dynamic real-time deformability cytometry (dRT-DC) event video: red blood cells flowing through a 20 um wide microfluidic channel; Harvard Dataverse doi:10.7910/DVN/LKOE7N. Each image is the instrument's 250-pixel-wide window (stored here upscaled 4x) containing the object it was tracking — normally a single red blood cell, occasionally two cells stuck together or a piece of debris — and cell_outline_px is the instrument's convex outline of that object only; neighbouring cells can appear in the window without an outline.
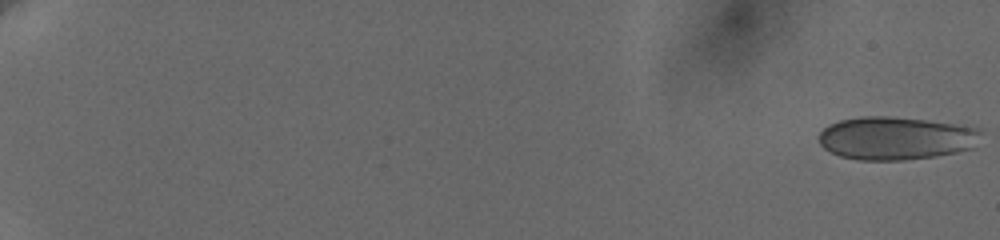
{"species": "human", "species_latin": "Homo sapiens", "temperature_condition": "cold", "stored_images_in_passage": 47, "camera_frame_rate_fps": 3000, "um_per_image_px": 0.085, "donor": {"sex": "female"}, "frame": {"image": 1, "passage_image": 1, "time_ms": 0.0, "image_size_px": [1000, 240], "cell_outline_px": [[980, 132], [976, 148], [936, 156], [904, 160], [856, 160], [840, 156], [824, 148], [820, 144], [820, 132], [828, 124], [840, 120], [860, 116], [888, 116], [924, 120], [952, 124], [976, 128]], "centroid_in_image_um": [76.12, 11.75], "position_along_channel_um": 8.9, "area_um2": 40.58}}
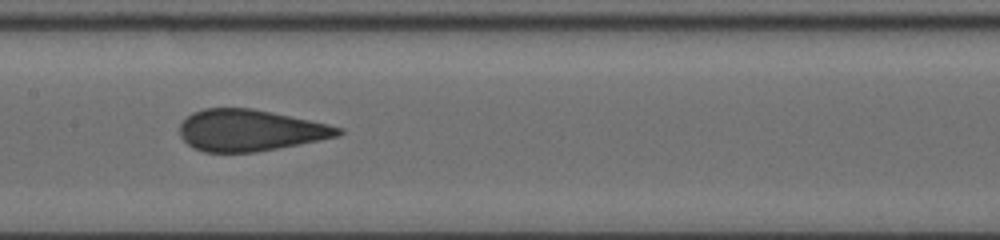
{"frame": {"image": 2, "passage_image": 27, "time_ms": 11.0, "image_size_px": [1000, 240], "cell_outline_px": [[344, 132], [340, 136], [320, 140], [256, 152], [204, 152], [192, 148], [180, 136], [180, 124], [192, 112], [204, 108], [252, 108], [328, 124], [344, 128]], "centroid_in_image_um": [21.25, 11.08], "position_along_channel_um": 186.1, "area_um2": 38.26}}
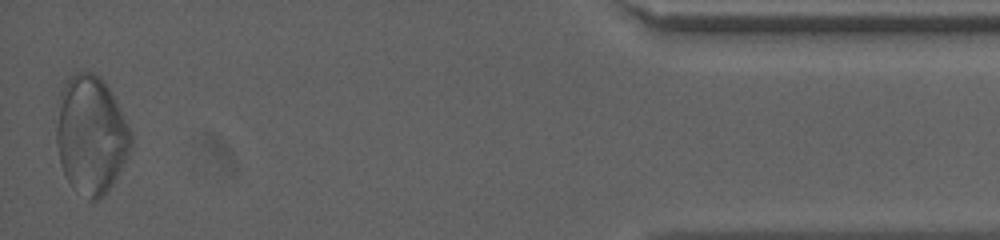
{"frame": {"image": 3, "passage_image": 47, "time_ms": 19.333, "image_size_px": [1000, 240], "cell_outline_px": [[132, 144], [128, 156], [108, 192], [104, 196], [96, 200], [88, 200], [76, 192], [72, 188], [64, 176], [60, 164], [56, 144], [56, 128], [60, 92], [64, 80], [68, 76], [76, 72], [92, 72], [100, 76], [104, 80], [116, 100], [132, 132]], "centroid_in_image_um": [7.72, 11.48], "position_along_channel_um": 427.5, "area_um2": 52.19}}